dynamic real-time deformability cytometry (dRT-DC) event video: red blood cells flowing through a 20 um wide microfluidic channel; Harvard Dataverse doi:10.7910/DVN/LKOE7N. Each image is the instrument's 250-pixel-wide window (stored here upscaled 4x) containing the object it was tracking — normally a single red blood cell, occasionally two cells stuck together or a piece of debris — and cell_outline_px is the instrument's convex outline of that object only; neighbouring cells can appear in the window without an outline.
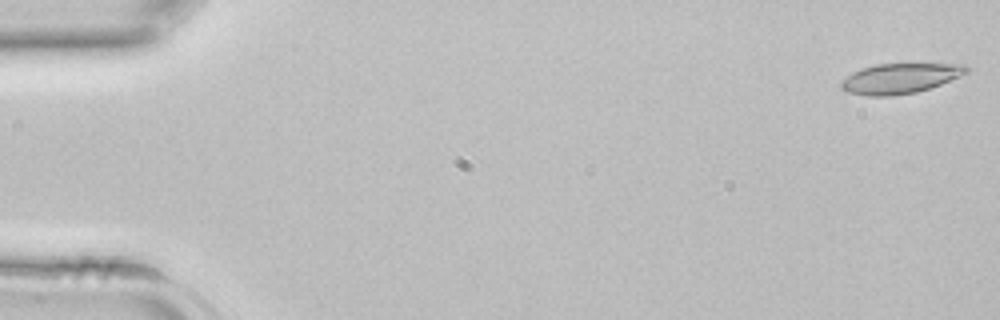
{"species": "common noctule bat (a hibernating species)", "species_latin": "Nyctalus noctula", "temperature_condition": "room temperature", "stored_images_in_passage": 42, "camera_frame_rate_fps": 3000, "um_per_image_px": 0.085, "animal": {"sex": "female", "body_mass_g": 22.7, "forearm_length_mm": 54.2}, "frame": {"image": 1, "passage_image": 1, "time_ms": 0.0, "image_size_px": [1000, 320], "cell_outline_px": [[968, 72], [960, 76], [940, 84], [916, 92], [892, 96], [864, 96], [848, 92], [840, 88], [840, 80], [852, 72], [876, 64], [964, 64], [968, 68]], "centroid_in_image_um": [76.45, 6.67], "position_along_channel_um": 8.6, "area_um2": 21.91}}
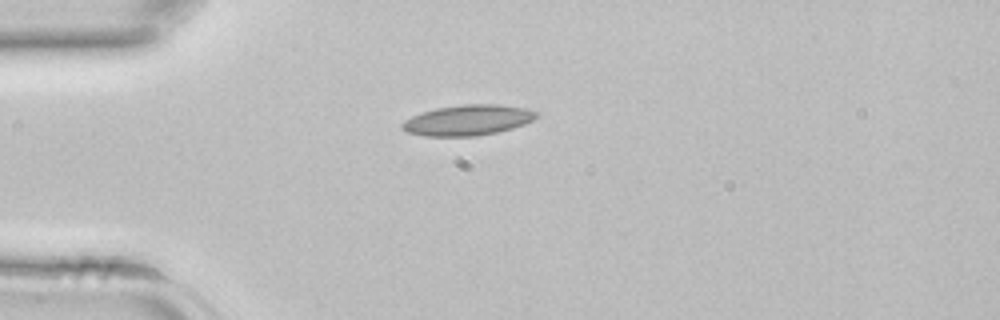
{"frame": {"image": 2, "passage_image": 11, "time_ms": 3.333, "image_size_px": [1000, 320], "cell_outline_px": [[540, 116], [524, 124], [512, 128], [496, 132], [476, 136], [424, 136], [408, 132], [400, 128], [400, 124], [404, 120], [420, 112], [436, 108], [464, 104], [496, 104], [524, 108], [540, 112]], "centroid_in_image_um": [39.75, 10.21], "position_along_channel_um": 45.2, "area_um2": 23.99}}
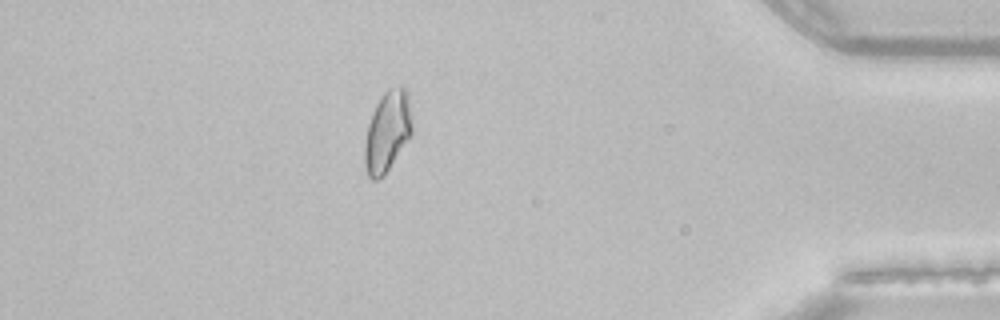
{"frame": {"image": 3, "passage_image": 37, "time_ms": 12.0, "image_size_px": [1000, 320], "cell_outline_px": [[412, 132], [384, 176], [376, 180], [372, 180], [368, 176], [364, 164], [364, 144], [368, 124], [372, 112], [380, 96], [388, 88], [404, 88], [408, 92], [412, 120]], "centroid_in_image_um": [32.9, 11.18], "position_along_channel_um": 402.3, "area_um2": 22.25}}